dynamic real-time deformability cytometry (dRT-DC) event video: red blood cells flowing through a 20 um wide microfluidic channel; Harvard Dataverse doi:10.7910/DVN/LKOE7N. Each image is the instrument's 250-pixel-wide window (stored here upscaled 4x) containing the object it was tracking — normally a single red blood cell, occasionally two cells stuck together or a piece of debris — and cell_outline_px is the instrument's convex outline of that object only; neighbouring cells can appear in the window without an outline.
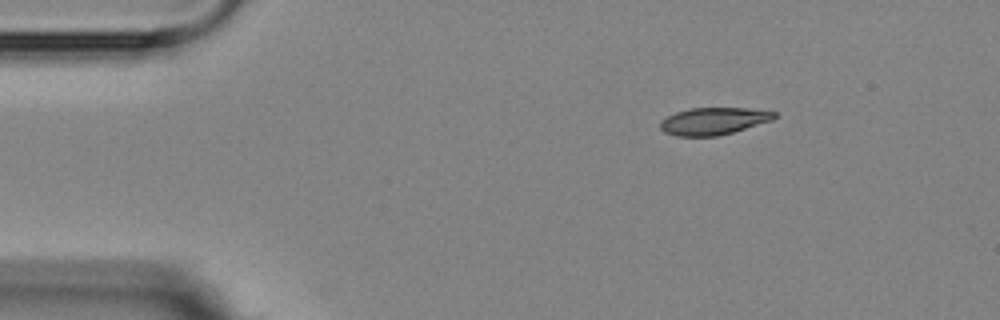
{"species": "Egyptian fruit bat (a non-hibernating species)", "species_latin": "Rousettus aegyptiacus", "temperature_condition": "room temperature", "stored_images_in_passage": 2, "camera_frame_rate_fps": 3000, "um_per_image_px": 0.085, "animal": {"sex": "female"}, "frame": {"image": 1, "passage_image": 1, "time_ms": 0.0, "image_size_px": [1000, 320], "cell_outline_px": [[776, 116], [772, 120], [732, 132], [716, 136], [676, 136], [664, 132], [660, 128], [660, 120], [676, 112], [692, 108], [748, 108], [776, 112]], "centroid_in_image_um": [60.62, 10.29], "position_along_channel_um": 24.4, "area_um2": 17.92}}